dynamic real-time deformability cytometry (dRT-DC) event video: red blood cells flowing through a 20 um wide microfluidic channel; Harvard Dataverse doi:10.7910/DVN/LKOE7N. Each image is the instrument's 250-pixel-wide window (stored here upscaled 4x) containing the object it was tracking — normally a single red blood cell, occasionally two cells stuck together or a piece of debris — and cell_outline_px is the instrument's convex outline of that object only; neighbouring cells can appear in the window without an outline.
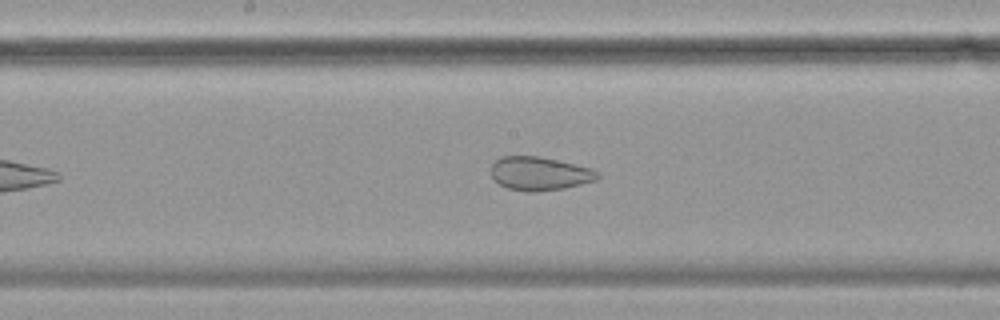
{"species": "common noctule bat (a hibernating species)", "species_latin": "Nyctalus noctula", "temperature_condition": "cold", "stored_images_in_passage": 45, "camera_frame_rate_fps": 3000, "um_per_image_px": 0.085, "animal": {"sex": "female", "body_mass_g": 19.9}, "frame": {"image": 1, "passage_image": 20, "time_ms": 6.333, "image_size_px": [1000, 320], "cell_outline_px": [[600, 176], [596, 180], [564, 188], [532, 192], [528, 192], [508, 188], [500, 184], [492, 176], [492, 164], [500, 156], [540, 156], [592, 168], [600, 172]], "centroid_in_image_um": [45.89, 14.74], "position_along_channel_um": 202.3, "area_um2": 20.75}}
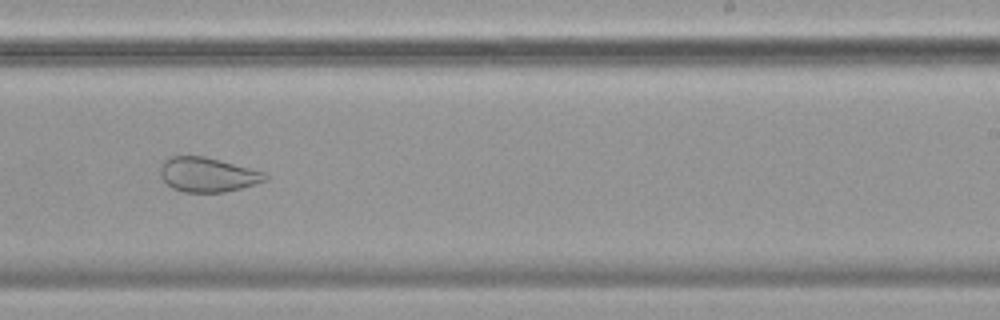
{"frame": {"image": 2, "passage_image": 26, "time_ms": 8.333, "image_size_px": [1000, 320], "cell_outline_px": [[268, 180], [256, 184], [224, 192], [184, 192], [172, 188], [160, 176], [160, 168], [164, 160], [172, 156], [204, 156], [220, 160], [264, 172], [268, 176]], "centroid_in_image_um": [17.65, 14.85], "position_along_channel_um": 271.4, "area_um2": 20.98}}
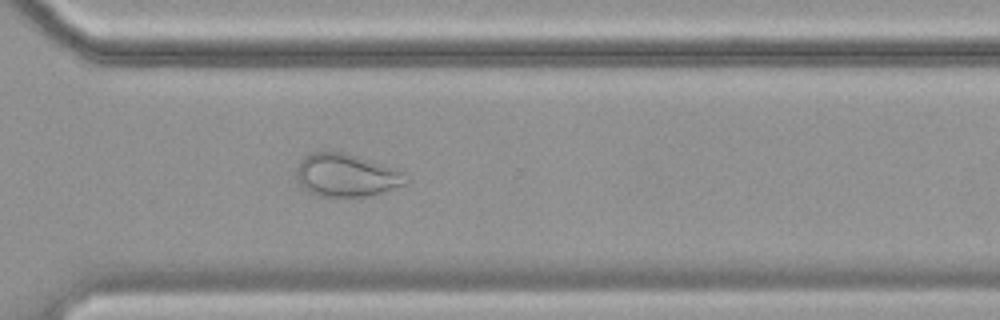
{"frame": {"image": 3, "passage_image": 32, "time_ms": 10.333, "image_size_px": [1000, 320], "cell_outline_px": [[408, 184], [372, 196], [332, 200], [316, 196], [308, 192], [300, 184], [296, 176], [296, 172], [300, 160], [304, 156], [312, 152], [344, 152], [396, 168], [404, 172], [408, 180]], "centroid_in_image_um": [29.45, 14.96], "position_along_channel_um": 341.2, "area_um2": 28.38}, "authors_computed_cell_mechanics": {"area_um2": 27.2816, "velocity_mm_per_s": 3.4799, "shape_relaxation_time_tau1_ms": null, "shape_relaxation_time_tau2_ms": 1.2842, "deformation_change_tau1": null, "deformation_change_tau2": 0.073}}